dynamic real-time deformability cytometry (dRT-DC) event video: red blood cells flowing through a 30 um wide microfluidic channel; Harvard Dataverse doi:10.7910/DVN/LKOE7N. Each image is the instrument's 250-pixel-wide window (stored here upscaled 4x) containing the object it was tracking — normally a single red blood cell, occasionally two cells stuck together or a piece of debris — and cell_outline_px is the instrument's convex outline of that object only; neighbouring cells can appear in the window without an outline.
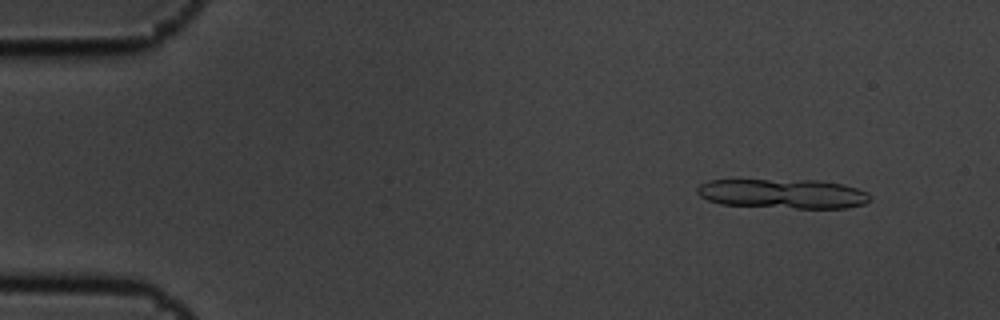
{"species": "common noctule bat (a hibernating species)", "species_latin": "Nyctalus noctula", "temperature_condition": "cold", "stored_images_in_passage": 14, "segment_of_instrument_passage": [1, 2], "camera_frame_rate_fps": 3000, "um_per_image_px": 0.085, "animal": {"sex": "male", "body_mass_g": 19.5, "forearm_length_mm": 54.6}, "frame": {"image": 1, "passage_image": 1, "time_ms": 0.0, "image_size_px": [1000, 320], "cell_outline_px": [[872, 200], [864, 204], [844, 208], [796, 208], [720, 204], [708, 200], [700, 196], [696, 192], [696, 188], [700, 184], [708, 180], [820, 180], [844, 184], [868, 192], [872, 196]], "centroid_in_image_um": [66.58, 16.46], "position_along_channel_um": 18.4, "area_um2": 29.94}}